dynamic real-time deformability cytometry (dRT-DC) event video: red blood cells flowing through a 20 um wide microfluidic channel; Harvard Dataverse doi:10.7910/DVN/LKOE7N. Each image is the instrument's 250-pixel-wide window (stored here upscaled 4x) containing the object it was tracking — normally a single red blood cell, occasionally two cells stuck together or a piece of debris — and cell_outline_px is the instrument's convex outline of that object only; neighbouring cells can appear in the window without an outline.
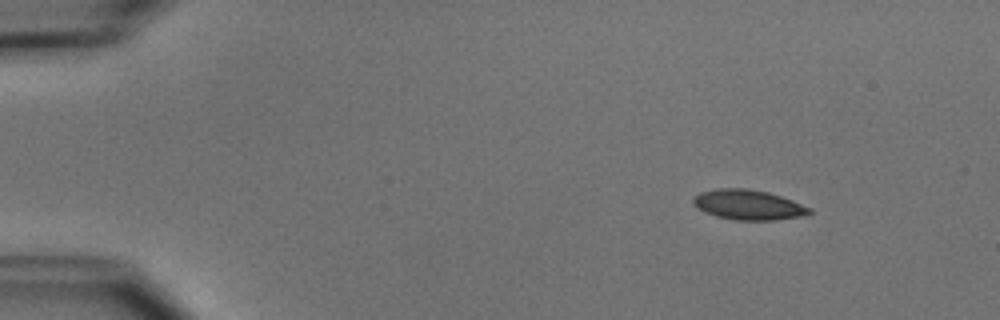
{"species": "common noctule bat (a hibernating species)", "species_latin": "Nyctalus noctula", "temperature_condition": "cold", "stored_images_in_passage": 4, "camera_frame_rate_fps": 3000, "um_per_image_px": 0.085, "animal": {"sex": "male", "body_mass_g": 15.6}, "frame": {"image": 1, "passage_image": 1, "time_ms": 0.0, "image_size_px": [1000, 320], "cell_outline_px": [[812, 212], [800, 216], [776, 220], [736, 220], [716, 216], [704, 212], [692, 204], [692, 196], [700, 192], [716, 188], [748, 188], [768, 192], [792, 200], [812, 208]], "centroid_in_image_um": [63.56, 17.4], "position_along_channel_um": 21.4, "area_um2": 20.46}}
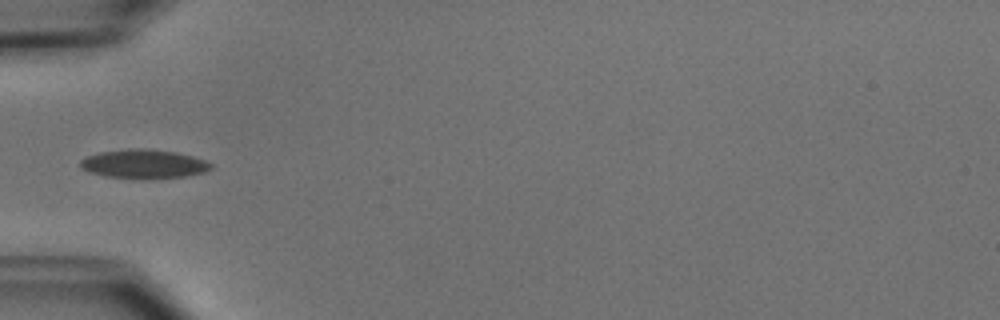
{"frame": {"image": 2, "passage_image": 4, "time_ms": 3.667, "image_size_px": [1000, 320], "cell_outline_px": [[212, 168], [204, 172], [184, 176], [144, 180], [104, 176], [88, 172], [80, 168], [80, 160], [88, 156], [100, 152], [128, 148], [144, 148], [176, 152], [192, 156], [204, 160], [212, 164]], "centroid_in_image_um": [12.19, 13.95], "position_along_channel_um": 72.8, "area_um2": 22.31}}